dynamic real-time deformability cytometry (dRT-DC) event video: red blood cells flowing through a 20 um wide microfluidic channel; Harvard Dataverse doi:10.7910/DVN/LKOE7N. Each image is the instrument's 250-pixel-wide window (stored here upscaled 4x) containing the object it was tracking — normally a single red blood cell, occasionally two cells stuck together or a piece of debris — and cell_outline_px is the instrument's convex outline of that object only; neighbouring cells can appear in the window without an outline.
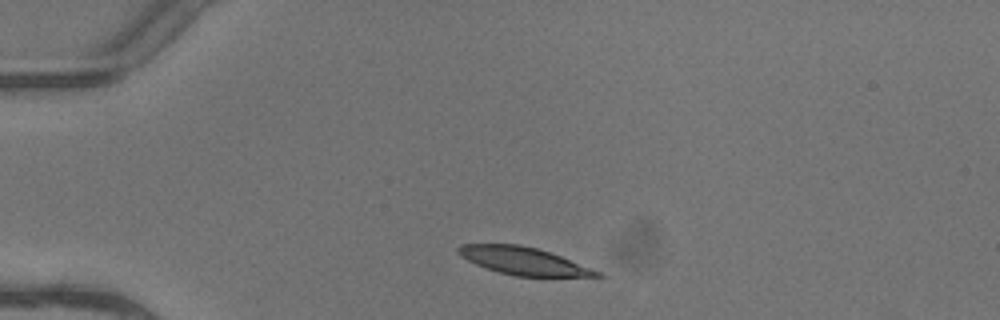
{"species": "common noctule bat (a hibernating species)", "species_latin": "Nyctalus noctula", "temperature_condition": "warm", "stored_images_in_passage": 1, "camera_frame_rate_fps": 3000, "um_per_image_px": 0.085, "animal": {"sex": "female"}, "frame": {"image": 1, "passage_image": 1, "time_ms": 0.0, "image_size_px": [1000, 320], "cell_outline_px": [[604, 276], [516, 276], [500, 272], [476, 264], [460, 256], [456, 252], [456, 248], [460, 244], [520, 244], [536, 248], [560, 256], [604, 272]], "centroid_in_image_um": [44.49, 22.17], "position_along_channel_um": 40.5, "area_um2": 22.08}}